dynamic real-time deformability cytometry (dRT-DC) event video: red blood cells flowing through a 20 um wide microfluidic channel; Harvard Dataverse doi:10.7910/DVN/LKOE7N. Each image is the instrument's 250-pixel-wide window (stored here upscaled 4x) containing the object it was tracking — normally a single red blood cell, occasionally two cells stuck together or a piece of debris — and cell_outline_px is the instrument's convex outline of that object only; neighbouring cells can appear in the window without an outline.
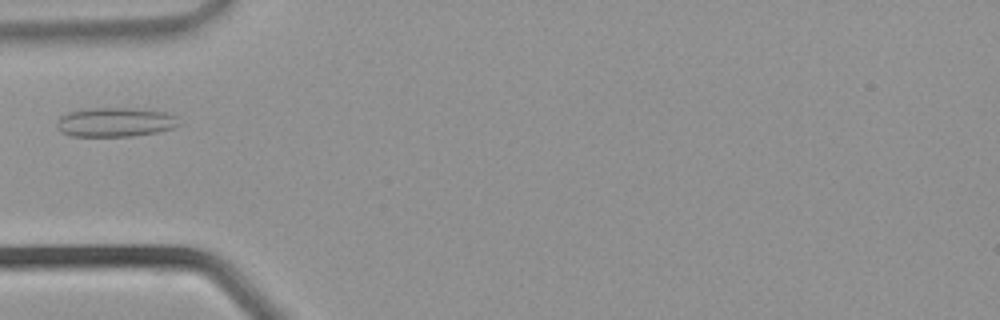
{"species": "common noctule bat (a hibernating species)", "species_latin": "Nyctalus noctula", "temperature_condition": "warm", "stored_images_in_passage": 7, "camera_frame_rate_fps": 3000, "um_per_image_px": 0.085, "animal": {"sex": "male", "body_mass_g": 21.5, "forearm_length_mm": 52.0}, "frame": {"image": 1, "passage_image": 7, "time_ms": 2.0, "image_size_px": [1000, 320], "cell_outline_px": [[184, 124], [172, 128], [156, 132], [132, 136], [72, 136], [60, 132], [56, 128], [56, 120], [60, 116], [68, 112], [84, 108], [132, 108], [168, 112], [176, 116]], "centroid_in_image_um": [9.79, 10.38], "position_along_channel_um": 75.2, "area_um2": 21.21}}